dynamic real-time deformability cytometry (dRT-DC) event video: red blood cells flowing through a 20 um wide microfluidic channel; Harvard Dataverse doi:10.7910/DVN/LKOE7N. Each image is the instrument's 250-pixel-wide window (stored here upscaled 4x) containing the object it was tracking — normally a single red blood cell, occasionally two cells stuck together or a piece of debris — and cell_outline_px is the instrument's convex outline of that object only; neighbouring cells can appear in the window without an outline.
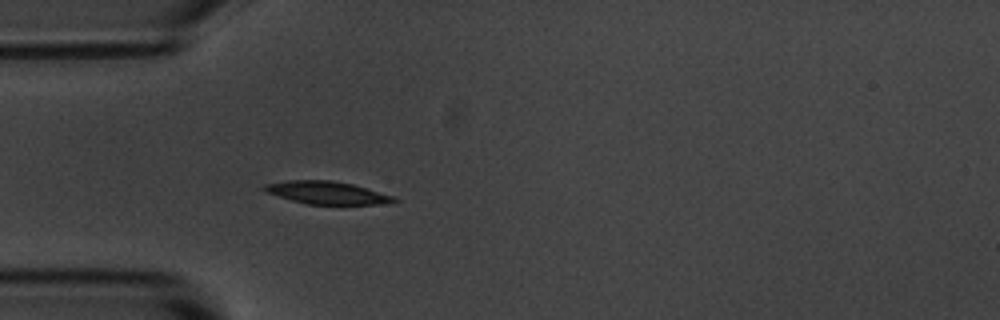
{"species": "common noctule bat (a hibernating species)", "species_latin": "Nyctalus noctula", "temperature_condition": "room temperature", "stored_images_in_passage": 1, "camera_frame_rate_fps": 3000, "um_per_image_px": 0.085, "animal": {"sex": "male", "body_mass_g": 20.1, "forearm_length_mm": 53.5}, "frame": {"image": 1, "passage_image": 1, "time_ms": 0.0, "image_size_px": [1000, 320], "cell_outline_px": [[400, 200], [376, 204], [308, 204], [292, 200], [264, 192], [260, 188], [264, 184], [288, 180], [332, 180], [352, 184], [396, 196]], "centroid_in_image_um": [27.75, 16.37], "position_along_channel_um": 57.2, "area_um2": 17.17}}